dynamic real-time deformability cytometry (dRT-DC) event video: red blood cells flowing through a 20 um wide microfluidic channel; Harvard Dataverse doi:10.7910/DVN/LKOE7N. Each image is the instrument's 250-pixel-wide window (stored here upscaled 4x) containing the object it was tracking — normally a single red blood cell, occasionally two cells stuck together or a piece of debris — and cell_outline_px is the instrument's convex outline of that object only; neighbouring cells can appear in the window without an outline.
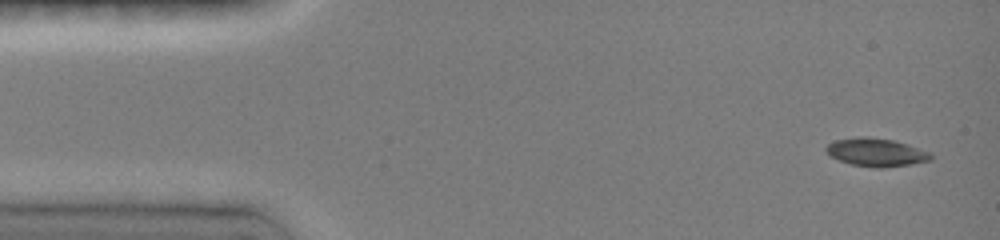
{"species": "common noctule bat (a hibernating species)", "species_latin": "Nyctalus noctula", "temperature_condition": "room temperature", "stored_images_in_passage": 46, "camera_frame_rate_fps": 3000, "um_per_image_px": 0.085, "animal": {"sex": "female", "body_mass_g": 19.0, "forearm_length_mm": 51.5}, "frame": {"image": 1, "passage_image": 1, "time_ms": 0.0, "image_size_px": [1000, 240], "cell_outline_px": [[932, 160], [912, 164], [880, 168], [876, 168], [852, 164], [840, 160], [832, 156], [824, 148], [828, 144], [836, 140], [860, 136], [864, 136], [892, 140], [908, 144], [932, 152]], "centroid_in_image_um": [74.53, 12.94], "position_along_channel_um": 10.5, "area_um2": 17.11}}
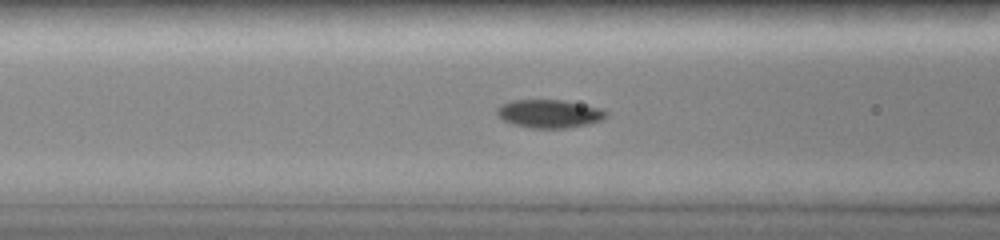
{"frame": {"image": 2, "passage_image": 17, "time_ms": 5.333, "image_size_px": [1000, 240], "cell_outline_px": [[608, 116], [600, 120], [588, 124], [568, 128], [532, 128], [512, 124], [496, 116], [496, 108], [512, 100], [560, 100], [600, 108], [608, 112]], "centroid_in_image_um": [46.67, 9.67], "position_along_channel_um": 119.9, "area_um2": 17.86}}
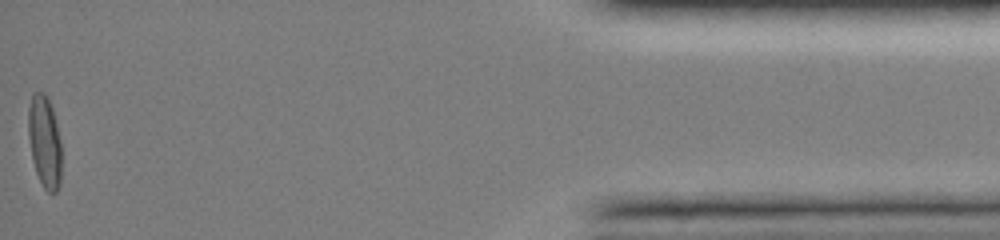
{"frame": {"image": 3, "passage_image": 46, "time_ms": 15.0, "image_size_px": [1000, 240], "cell_outline_px": [[60, 184], [56, 192], [48, 192], [44, 188], [36, 172], [32, 160], [28, 136], [28, 108], [32, 92], [44, 92], [48, 96], [52, 108], [60, 140]], "centroid_in_image_um": [3.77, 12.0], "position_along_channel_um": 431.4, "area_um2": 17.8}, "authors_computed_cell_mechanics": {"area_um2": 17.0799, "velocity_mm_per_s": 4.0363, "shape_relaxation_time_tau1_ms": 5.6026, "shape_relaxation_time_tau2_ms": 4.4955, "deformation_change_tau1": 0.1703, "deformation_change_tau2": 0.0474}}